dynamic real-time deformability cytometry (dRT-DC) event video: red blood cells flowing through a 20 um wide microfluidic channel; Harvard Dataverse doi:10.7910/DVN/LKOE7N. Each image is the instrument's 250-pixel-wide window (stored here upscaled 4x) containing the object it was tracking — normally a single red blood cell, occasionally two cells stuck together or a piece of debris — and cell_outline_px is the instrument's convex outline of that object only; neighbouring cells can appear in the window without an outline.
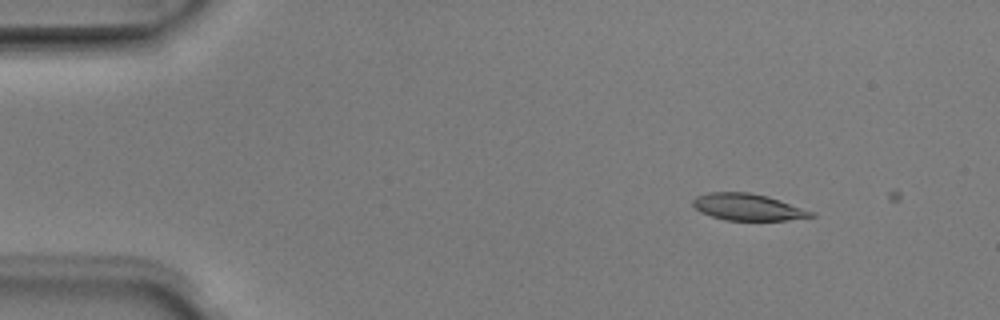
{"species": "Egyptian fruit bat (a non-hibernating species)", "species_latin": "Rousettus aegyptiacus", "temperature_condition": "room temperature", "stored_images_in_passage": 3, "camera_frame_rate_fps": 3000, "um_per_image_px": 0.085, "animal": {"sex": "male"}, "frame": {"image": 1, "passage_image": 2, "time_ms": 0.333, "image_size_px": [1000, 320], "cell_outline_px": [[816, 216], [788, 220], [724, 220], [700, 212], [692, 204], [692, 200], [696, 196], [708, 192], [748, 192], [768, 196], [816, 212]], "centroid_in_image_um": [63.58, 17.6], "position_along_channel_um": 21.4, "area_um2": 18.5}}